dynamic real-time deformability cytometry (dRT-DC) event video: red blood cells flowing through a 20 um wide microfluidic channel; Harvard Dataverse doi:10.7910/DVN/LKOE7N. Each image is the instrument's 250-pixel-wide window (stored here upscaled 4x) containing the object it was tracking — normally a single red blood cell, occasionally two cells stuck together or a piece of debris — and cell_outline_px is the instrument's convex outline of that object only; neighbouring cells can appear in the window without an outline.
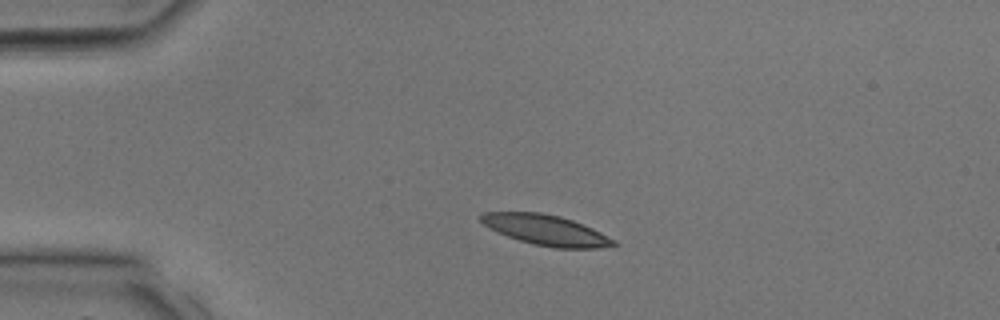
{"species": "common noctule bat (a hibernating species)", "species_latin": "Nyctalus noctula", "temperature_condition": "room temperature", "stored_images_in_passage": 30, "camera_frame_rate_fps": 3000, "um_per_image_px": 0.085, "animal": {"sex": "male", "body_mass_g": 17.9, "forearm_length_mm": 54.2}, "frame": {"image": 1, "passage_image": 5, "time_ms": 1.333, "image_size_px": [1000, 320], "cell_outline_px": [[620, 244], [596, 248], [556, 248], [532, 244], [508, 236], [488, 228], [480, 220], [480, 216], [484, 212], [540, 212], [560, 216], [572, 220], [592, 228], [616, 240]], "centroid_in_image_um": [46.42, 19.55], "position_along_channel_um": 38.6, "area_um2": 23.35}}
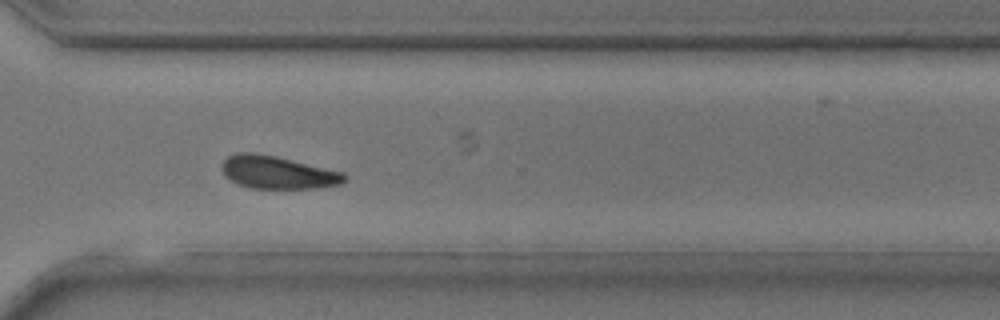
{"frame": {"image": 2, "passage_image": 22, "time_ms": 7.0, "image_size_px": [1000, 320], "cell_outline_px": [[348, 176], [340, 184], [320, 188], [248, 188], [236, 184], [224, 176], [220, 168], [220, 164], [228, 156], [236, 152], [256, 152], [276, 156], [344, 172]], "centroid_in_image_um": [23.55, 14.65], "position_along_channel_um": 347.1, "area_um2": 23.81}}
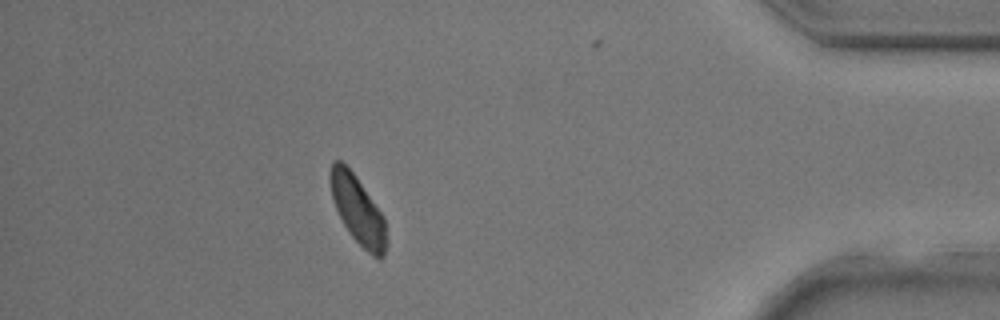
{"frame": {"image": 3, "passage_image": 27, "time_ms": 8.667, "image_size_px": [1000, 320], "cell_outline_px": [[388, 244], [384, 256], [380, 260], [372, 256], [352, 236], [344, 224], [336, 208], [332, 196], [328, 180], [328, 176], [332, 160], [340, 160], [356, 176], [384, 216], [388, 240]], "centroid_in_image_um": [30.43, 17.85], "position_along_channel_um": 404.8, "area_um2": 22.43}}